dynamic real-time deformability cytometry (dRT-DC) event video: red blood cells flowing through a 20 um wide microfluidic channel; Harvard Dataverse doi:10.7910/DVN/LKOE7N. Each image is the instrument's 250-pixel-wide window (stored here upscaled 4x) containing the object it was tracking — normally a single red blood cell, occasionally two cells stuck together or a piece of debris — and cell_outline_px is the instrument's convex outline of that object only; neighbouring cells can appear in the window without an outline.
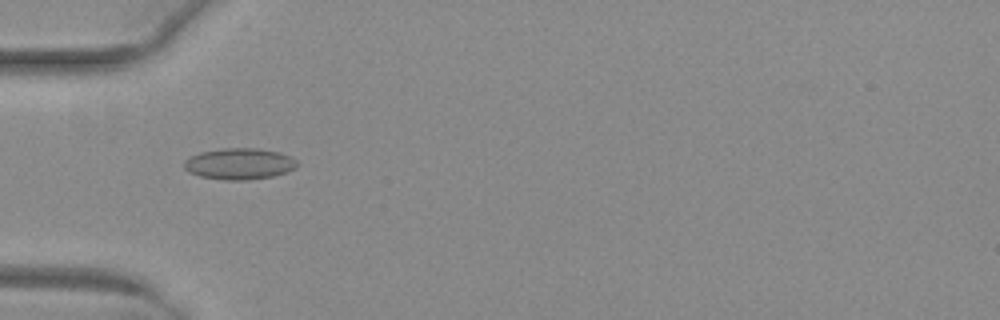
{"species": "common noctule bat (a hibernating species)", "species_latin": "Nyctalus noctula", "temperature_condition": "warm", "stored_images_in_passage": 30, "camera_frame_rate_fps": 3000, "um_per_image_px": 0.085, "animal": {"sex": "female", "body_mass_g": 29.2, "forearm_length_mm": 56.3}, "frame": {"image": 1, "passage_image": 2, "time_ms": 0.333, "image_size_px": [1000, 320], "cell_outline_px": [[300, 164], [296, 168], [288, 172], [272, 176], [244, 180], [224, 180], [200, 176], [188, 172], [184, 168], [184, 160], [200, 152], [224, 148], [256, 148], [280, 152], [296, 160]], "centroid_in_image_um": [20.36, 13.92], "position_along_channel_um": 64.6, "area_um2": 20.63}}
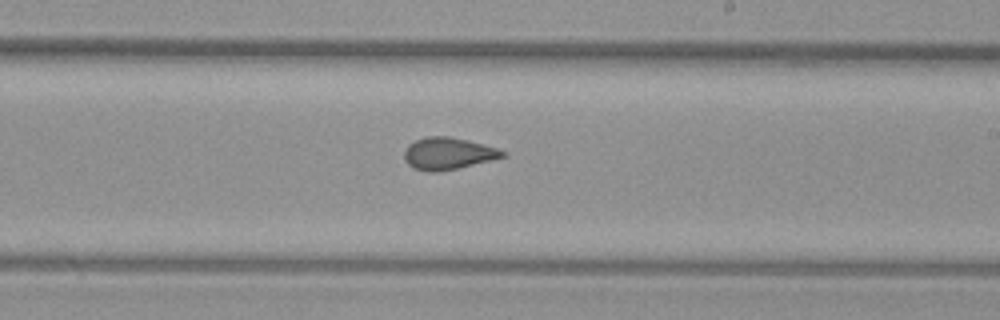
{"frame": {"image": 2, "passage_image": 16, "time_ms": 5.0, "image_size_px": [1000, 320], "cell_outline_px": [[508, 156], [440, 172], [428, 172], [412, 168], [404, 160], [404, 148], [408, 144], [416, 140], [428, 136], [448, 136], [468, 140], [496, 148], [508, 152]], "centroid_in_image_um": [38.06, 13.05], "position_along_channel_um": 250.9, "area_um2": 18.5}}
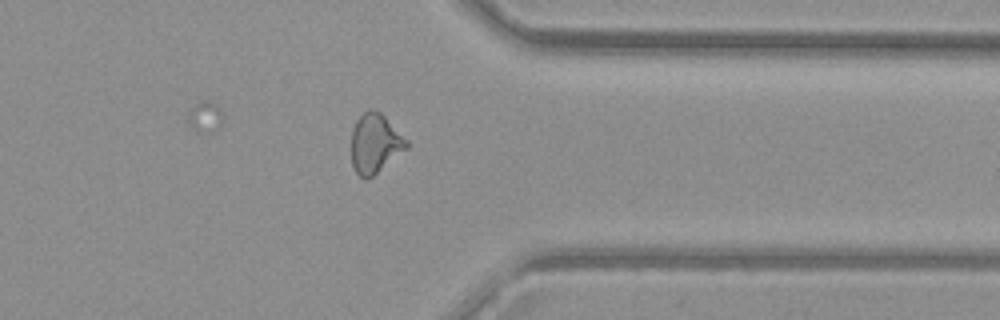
{"frame": {"image": 3, "passage_image": 26, "time_ms": 8.333, "image_size_px": [1000, 320], "cell_outline_px": [[408, 148], [368, 180], [364, 180], [356, 172], [352, 164], [352, 128], [356, 120], [368, 108], [372, 108], [380, 112], [408, 140]], "centroid_in_image_um": [31.88, 12.2], "position_along_channel_um": 379.5, "area_um2": 19.19}, "authors_computed_cell_mechanics": {"area_um2": 18.1203, "velocity_mm_per_s": 4.0226, "shape_relaxation_time_tau1_ms": null, "shape_relaxation_time_tau2_ms": 1.3479, "deformation_change_tau1": null, "deformation_change_tau2": 0.0766}}